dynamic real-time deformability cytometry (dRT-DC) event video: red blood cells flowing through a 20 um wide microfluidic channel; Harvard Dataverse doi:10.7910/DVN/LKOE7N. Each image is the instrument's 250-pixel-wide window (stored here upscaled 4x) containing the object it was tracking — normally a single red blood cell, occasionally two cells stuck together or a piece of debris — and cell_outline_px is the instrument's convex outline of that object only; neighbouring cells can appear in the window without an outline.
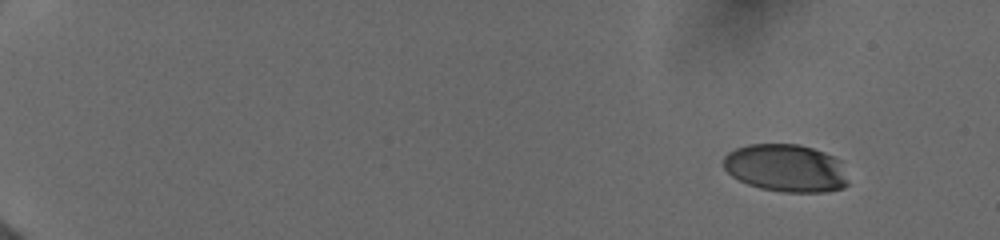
{"species": "human", "species_latin": "Homo sapiens", "temperature_condition": "cold", "stored_images_in_passage": 25, "camera_frame_rate_fps": 3000, "um_per_image_px": 0.085, "donor": {"sex": "female"}, "frame": {"image": 1, "passage_image": 1, "time_ms": 0.0, "image_size_px": [1000, 240], "cell_outline_px": [[848, 184], [844, 188], [824, 192], [784, 192], [760, 188], [748, 184], [732, 176], [724, 168], [724, 156], [728, 152], [736, 148], [748, 144], [800, 144], [824, 152], [840, 160]], "centroid_in_image_um": [66.8, 14.28], "position_along_channel_um": 18.2, "area_um2": 34.62}}
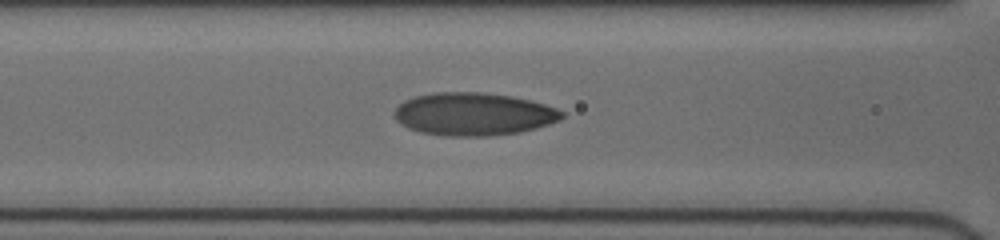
{"frame": {"image": 2, "passage_image": 18, "time_ms": 7.0, "image_size_px": [1000, 240], "cell_outline_px": [[564, 116], [560, 120], [536, 128], [520, 132], [488, 136], [444, 136], [420, 132], [408, 128], [400, 124], [396, 120], [396, 108], [404, 100], [416, 96], [436, 92], [480, 92], [508, 96], [528, 100], [544, 104], [556, 108], [564, 112]], "centroid_in_image_um": [40.25, 9.71], "position_along_channel_um": 126.4, "area_um2": 41.62}}
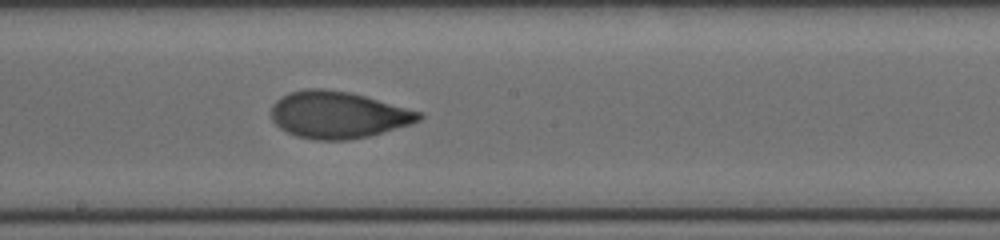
{"frame": {"image": 3, "passage_image": 25, "time_ms": 9.333, "image_size_px": [1000, 240], "cell_outline_px": [[424, 116], [420, 120], [408, 124], [368, 136], [348, 140], [316, 140], [296, 136], [280, 128], [272, 120], [272, 104], [276, 100], [292, 92], [304, 88], [324, 88], [348, 92], [364, 96], [420, 112]], "centroid_in_image_um": [28.68, 9.76], "position_along_channel_um": 219.5, "area_um2": 39.82}}